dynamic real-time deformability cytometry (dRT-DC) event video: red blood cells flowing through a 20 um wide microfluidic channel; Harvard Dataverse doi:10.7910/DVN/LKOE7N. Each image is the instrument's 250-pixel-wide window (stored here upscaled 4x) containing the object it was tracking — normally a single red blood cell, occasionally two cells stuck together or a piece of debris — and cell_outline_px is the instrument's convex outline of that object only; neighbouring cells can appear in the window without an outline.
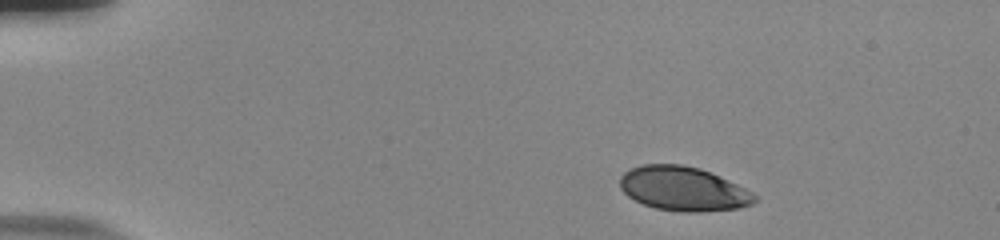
{"species": "human", "species_latin": "Homo sapiens", "temperature_condition": "room temperature", "stored_images_in_passage": 47, "camera_frame_rate_fps": 3000, "um_per_image_px": 0.085, "donor": {"sex": "male"}, "frame": {"image": 1, "passage_image": 1, "time_ms": 0.0, "image_size_px": [1000, 240], "cell_outline_px": [[756, 200], [752, 204], [740, 208], [700, 212], [680, 212], [656, 208], [644, 204], [628, 196], [620, 188], [620, 176], [624, 172], [640, 164], [684, 164], [700, 168], [728, 180], [752, 192], [756, 196]], "centroid_in_image_um": [58.07, 16.04], "position_along_channel_um": 26.9, "area_um2": 34.68}}
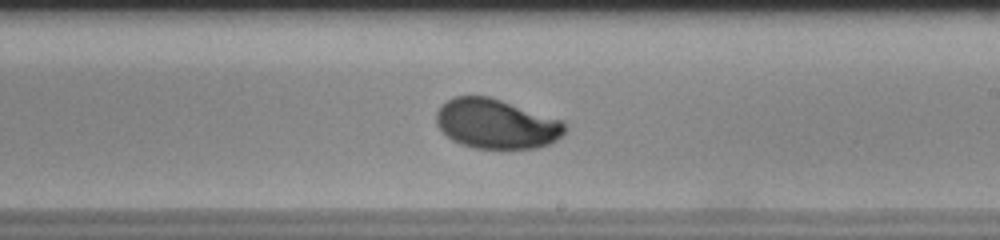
{"frame": {"image": 2, "passage_image": 26, "time_ms": 8.333, "image_size_px": [1000, 240], "cell_outline_px": [[568, 128], [564, 136], [548, 144], [536, 148], [476, 148], [460, 144], [452, 140], [436, 124], [436, 112], [440, 104], [456, 96], [488, 96], [564, 120]], "centroid_in_image_um": [42.22, 10.52], "position_along_channel_um": 246.8, "area_um2": 37.4}}
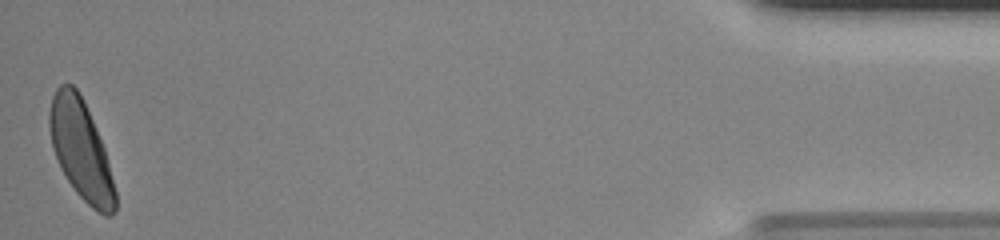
{"frame": {"image": 3, "passage_image": 47, "time_ms": 15.333, "image_size_px": [1000, 240], "cell_outline_px": [[116, 212], [112, 216], [104, 216], [96, 212], [76, 192], [60, 168], [52, 148], [48, 128], [48, 112], [52, 96], [56, 88], [60, 84], [72, 84], [80, 92], [84, 100], [104, 148], [116, 192]], "centroid_in_image_um": [6.86, 12.74], "position_along_channel_um": 428.3, "area_um2": 38.21}, "authors_computed_cell_mechanics": {"area_um2": 37.281, "velocity_mm_per_s": 3.7439, "shape_relaxation_time_tau1_ms": 3.1965, "shape_relaxation_time_tau2_ms": null, "deformation_change_tau1": 0.1437, "deformation_change_tau2": null}}